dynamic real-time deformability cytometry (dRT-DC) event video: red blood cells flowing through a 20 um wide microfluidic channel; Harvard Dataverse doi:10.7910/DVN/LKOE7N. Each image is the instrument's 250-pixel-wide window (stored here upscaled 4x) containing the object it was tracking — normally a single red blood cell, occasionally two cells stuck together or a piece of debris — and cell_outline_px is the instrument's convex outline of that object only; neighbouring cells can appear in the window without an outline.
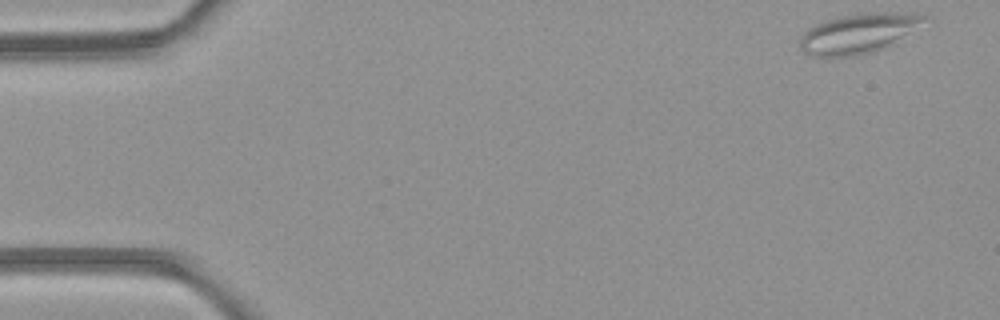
{"species": "common noctule bat (a hibernating species)", "species_latin": "Nyctalus noctula", "temperature_condition": "room temperature", "stored_images_in_passage": 48, "camera_frame_rate_fps": 3000, "um_per_image_px": 0.085, "animal": {"sex": "female", "body_mass_g": 21.9}, "frame": {"image": 1, "passage_image": 1, "time_ms": 0.0, "image_size_px": [1000, 320], "cell_outline_px": [[928, 16], [908, 32], [888, 44], [880, 48], [868, 52], [848, 56], [812, 56], [804, 52], [800, 48], [800, 36], [808, 28], [816, 24], [828, 20], [844, 16], [864, 12], [924, 12]], "centroid_in_image_um": [72.91, 2.8], "position_along_channel_um": 12.1, "area_um2": 27.92}}
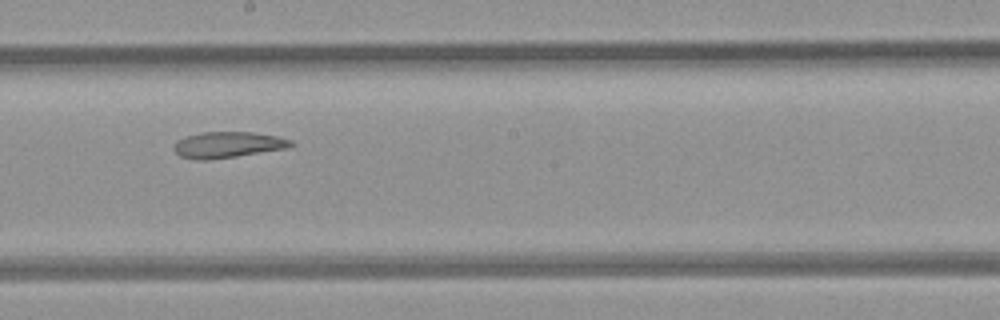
{"frame": {"image": 2, "passage_image": 26, "time_ms": 8.333, "image_size_px": [1000, 320], "cell_outline_px": [[296, 144], [288, 148], [236, 156], [208, 160], [196, 160], [180, 156], [172, 148], [176, 140], [200, 132], [252, 132], [276, 136], [292, 140]], "centroid_in_image_um": [19.36, 12.3], "position_along_channel_um": 228.8, "area_um2": 17.8}}
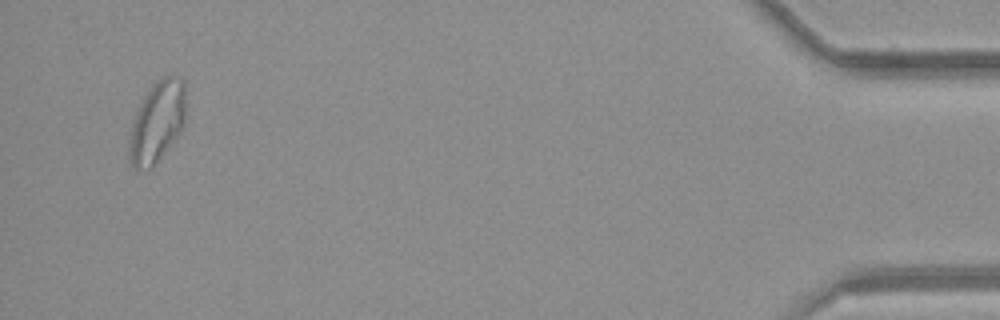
{"frame": {"image": 3, "passage_image": 46, "time_ms": 15.0, "image_size_px": [1000, 320], "cell_outline_px": [[184, 124], [152, 168], [132, 168], [128, 156], [128, 144], [132, 124], [140, 104], [152, 84], [156, 80], [172, 72], [180, 76], [184, 80]], "centroid_in_image_um": [13.34, 10.31], "position_along_channel_um": 421.9, "area_um2": 26.41}, "authors_computed_cell_mechanics": {"area_um2": 22.4553, "velocity_mm_per_s": 4.2125, "shape_relaxation_time_tau1_ms": null, "shape_relaxation_time_tau2_ms": 4.3883, "deformation_change_tau1": null, "deformation_change_tau2": 0.1222}}